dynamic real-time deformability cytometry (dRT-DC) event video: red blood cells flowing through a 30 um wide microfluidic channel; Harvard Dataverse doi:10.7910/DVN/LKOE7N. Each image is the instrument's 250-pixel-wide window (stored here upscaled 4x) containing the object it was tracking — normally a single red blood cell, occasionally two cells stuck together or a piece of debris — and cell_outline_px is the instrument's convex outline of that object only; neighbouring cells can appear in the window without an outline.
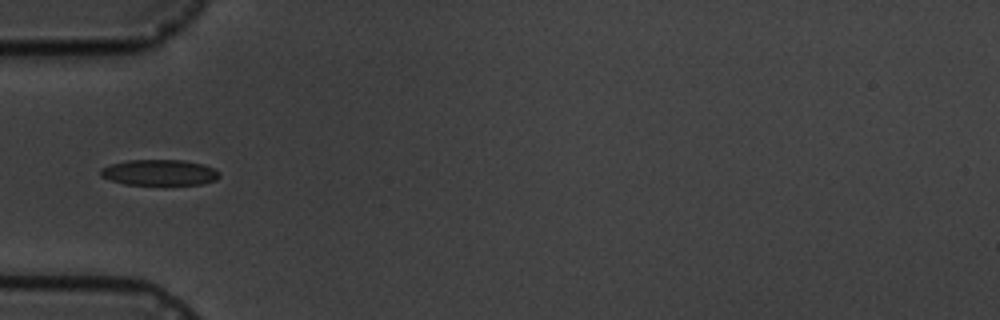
{"species": "common noctule bat (a hibernating species)", "species_latin": "Nyctalus noctula", "temperature_condition": "cold", "stored_images_in_passage": 8, "camera_frame_rate_fps": 3000, "um_per_image_px": 0.085, "animal": {"sex": "male", "body_mass_g": 19.5, "forearm_length_mm": 54.6}, "frame": {"image": 1, "passage_image": 5, "time_ms": 4.667, "image_size_px": [1000, 320], "cell_outline_px": [[220, 176], [216, 180], [204, 184], [124, 184], [108, 180], [100, 176], [100, 168], [112, 164], [128, 160], [184, 160], [204, 164], [220, 172]], "centroid_in_image_um": [13.55, 14.66], "position_along_channel_um": 71.5, "area_um2": 17.92}}
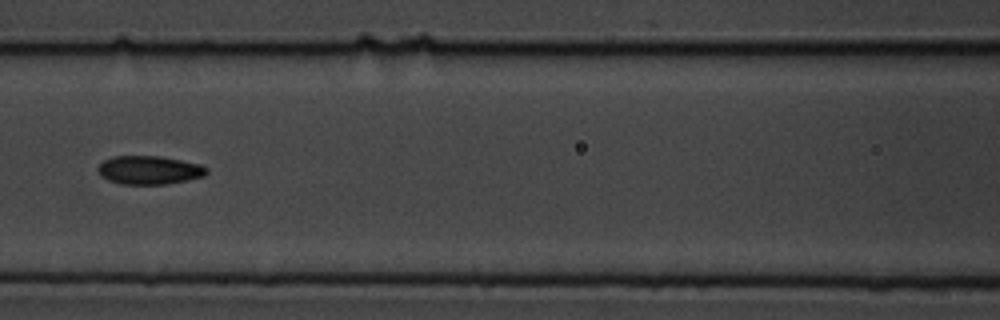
{"frame": {"image": 2, "passage_image": 7, "time_ms": 7.0, "image_size_px": [1000, 320], "cell_outline_px": [[208, 172], [204, 176], [188, 180], [168, 184], [120, 184], [108, 180], [100, 176], [96, 168], [104, 160], [112, 156], [160, 156], [200, 164], [208, 168]], "centroid_in_image_um": [12.67, 14.46], "position_along_channel_um": 153.9, "area_um2": 18.21}}
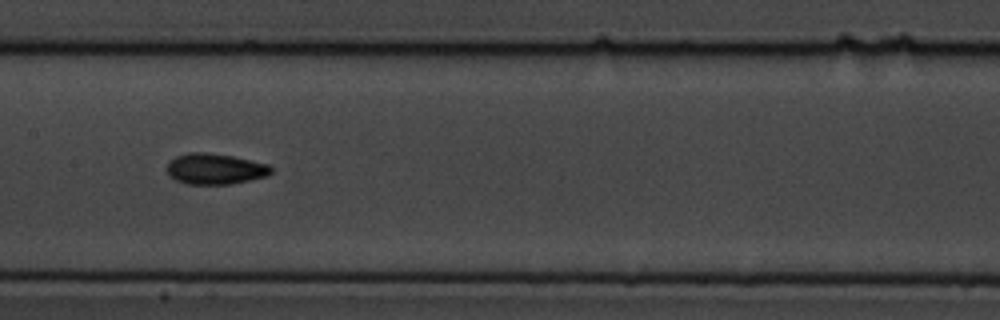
{"frame": {"image": 3, "passage_image": 8, "time_ms": 8.0, "image_size_px": [1000, 320], "cell_outline_px": [[272, 172], [268, 176], [232, 184], [184, 184], [168, 176], [168, 164], [176, 156], [188, 152], [204, 152], [232, 156], [268, 164], [272, 168]], "centroid_in_image_um": [18.29, 14.36], "position_along_channel_um": 189.1, "area_um2": 18.73}}